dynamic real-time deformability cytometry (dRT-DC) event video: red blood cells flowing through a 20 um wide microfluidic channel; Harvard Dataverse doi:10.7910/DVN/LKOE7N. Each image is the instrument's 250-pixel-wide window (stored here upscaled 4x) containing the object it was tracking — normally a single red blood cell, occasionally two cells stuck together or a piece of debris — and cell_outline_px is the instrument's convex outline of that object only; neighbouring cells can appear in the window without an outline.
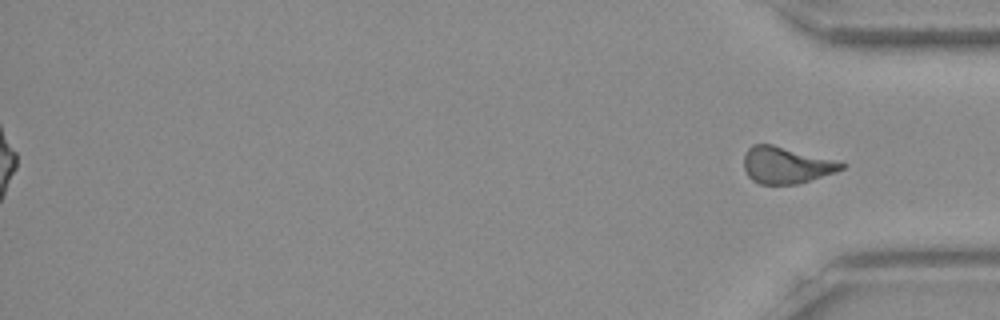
{"species": "Egyptian fruit bat (a non-hibernating species)", "species_latin": "Rousettus aegyptiacus", "temperature_condition": "room temperature", "stored_images_in_passage": 43, "segment_of_instrument_passage": [2, 2], "camera_frame_rate_fps": 3000, "um_per_image_px": 0.085, "frame": {"image": 1, "passage_image": 43, "time_ms": 14.0, "image_size_px": [1000, 320], "cell_outline_px": [[848, 164], [844, 168], [836, 172], [796, 184], [760, 184], [752, 180], [748, 176], [744, 168], [744, 156], [748, 148], [752, 144], [772, 144], [844, 160]], "centroid_in_image_um": [66.91, 14.01], "position_along_channel_um": 368.3, "area_um2": 21.39}}